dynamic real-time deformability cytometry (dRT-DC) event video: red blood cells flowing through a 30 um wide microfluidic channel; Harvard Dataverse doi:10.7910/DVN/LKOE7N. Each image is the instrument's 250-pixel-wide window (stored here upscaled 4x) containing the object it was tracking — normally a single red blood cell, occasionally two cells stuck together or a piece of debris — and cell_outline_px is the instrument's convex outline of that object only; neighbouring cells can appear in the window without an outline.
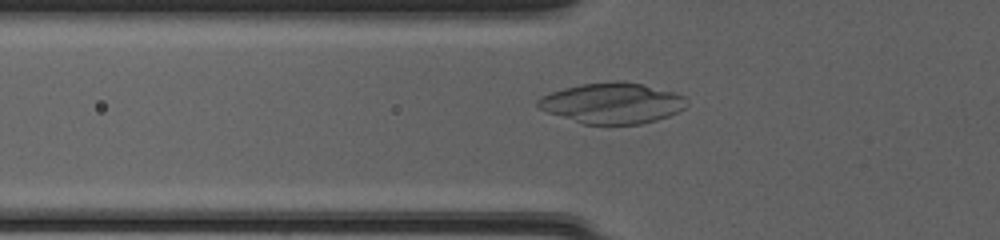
{"species": "common noctule bat (a hibernating species)", "species_latin": "Nyctalus noctula", "temperature_condition": "cold", "stored_images_in_passage": 52, "camera_frame_rate_fps": 3000, "um_per_image_px": 0.085, "animal": {"sex": "female", "body_mass_g": 20.0, "forearm_length_mm": 54.0}, "frame": {"image": 1, "passage_image": 20, "time_ms": 6.333, "image_size_px": [1000, 240], "cell_outline_px": [[688, 104], [684, 108], [668, 116], [656, 120], [640, 124], [584, 124], [548, 112], [540, 108], [536, 104], [536, 100], [540, 96], [564, 88], [580, 84], [616, 80], [620, 80], [640, 84], [676, 92], [684, 96], [688, 100]], "centroid_in_image_um": [52.05, 8.75], "position_along_channel_um": 73.7, "area_um2": 35.26}}
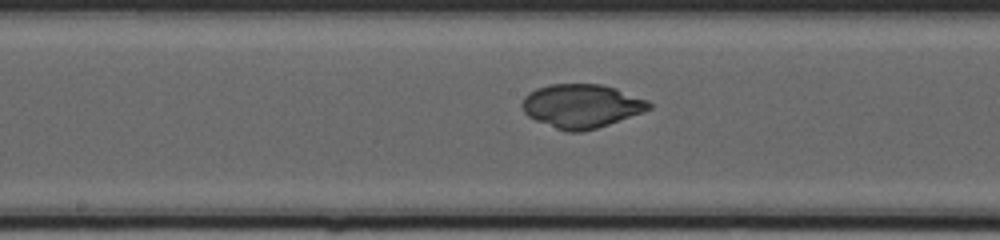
{"frame": {"image": 2, "passage_image": 29, "time_ms": 9.333, "image_size_px": [1000, 240], "cell_outline_px": [[652, 108], [608, 124], [596, 128], [580, 132], [568, 132], [556, 128], [536, 120], [528, 116], [524, 112], [520, 104], [524, 96], [528, 92], [536, 88], [548, 84], [600, 84], [616, 88], [648, 100], [652, 104]], "centroid_in_image_um": [49.39, 8.99], "position_along_channel_um": 198.8, "area_um2": 32.25}}
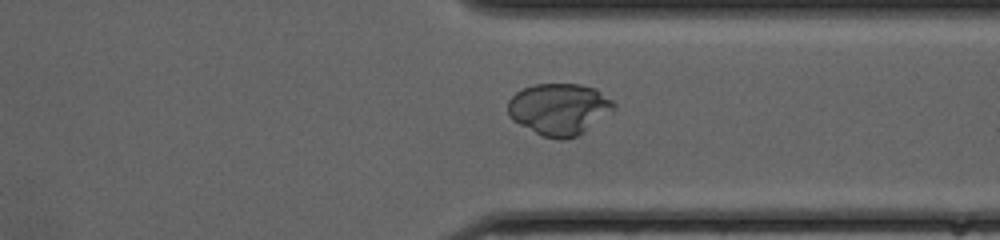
{"frame": {"image": 3, "passage_image": 41, "time_ms": 13.333, "image_size_px": [1000, 240], "cell_outline_px": [[616, 108], [576, 136], [564, 140], [560, 140], [544, 136], [512, 120], [508, 112], [508, 100], [516, 92], [532, 84], [580, 84], [596, 88], [612, 100], [616, 104]], "centroid_in_image_um": [47.52, 9.25], "position_along_channel_um": 363.9, "area_um2": 31.56}}